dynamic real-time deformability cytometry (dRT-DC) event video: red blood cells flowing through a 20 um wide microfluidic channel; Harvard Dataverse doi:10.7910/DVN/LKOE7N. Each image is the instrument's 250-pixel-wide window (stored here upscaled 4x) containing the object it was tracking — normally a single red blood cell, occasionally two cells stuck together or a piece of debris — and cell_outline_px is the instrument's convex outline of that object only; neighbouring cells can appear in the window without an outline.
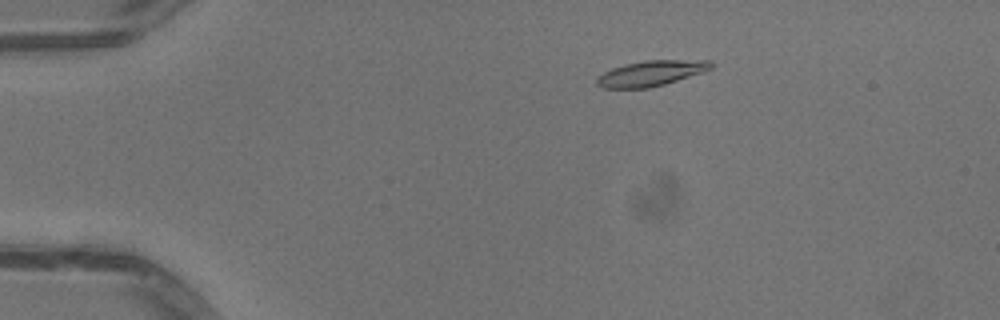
{"species": "common noctule bat (a hibernating species)", "species_latin": "Nyctalus noctula", "temperature_condition": "warm", "stored_images_in_passage": 52, "camera_frame_rate_fps": 3000, "um_per_image_px": 0.085, "animal": {"sex": "male", "body_mass_g": 13.3}, "frame": {"image": 1, "passage_image": 10, "time_ms": 3.0, "image_size_px": [1000, 320], "cell_outline_px": [[712, 68], [664, 84], [648, 88], [600, 88], [596, 84], [596, 76], [612, 68], [624, 64], [644, 60], [712, 60]], "centroid_in_image_um": [55.26, 6.22], "position_along_channel_um": 29.7, "area_um2": 16.82}}
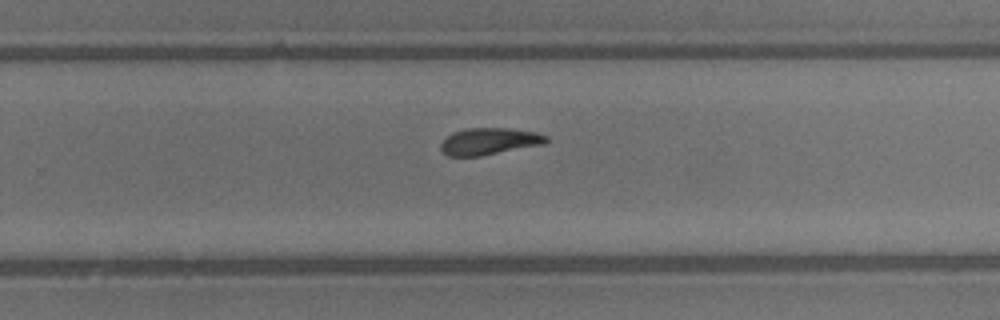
{"frame": {"image": 2, "passage_image": 34, "time_ms": 11.0, "image_size_px": [1000, 320], "cell_outline_px": [[548, 140], [544, 144], [480, 156], [448, 156], [440, 148], [440, 144], [452, 132], [468, 128], [508, 128], [536, 132], [548, 136]], "centroid_in_image_um": [41.6, 12.01], "position_along_channel_um": 288.2, "area_um2": 16.42}}
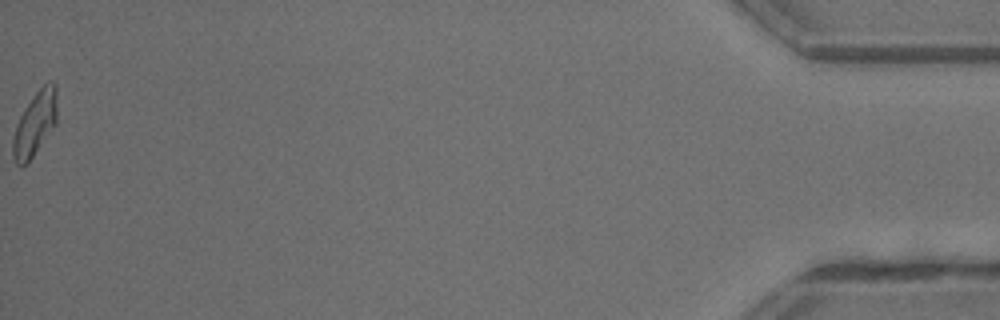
{"frame": {"image": 3, "passage_image": 52, "time_ms": 17.0, "image_size_px": [1000, 320], "cell_outline_px": [[56, 124], [28, 164], [20, 168], [16, 164], [12, 156], [12, 140], [16, 124], [24, 108], [36, 92], [48, 80], [52, 80], [56, 84]], "centroid_in_image_um": [2.96, 10.56], "position_along_channel_um": 432.2, "area_um2": 16.82}, "authors_computed_cell_mechanics": {"area_um2": 16.7042, "velocity_mm_per_s": 4.0787, "shape_relaxation_time_tau1_ms": 3.1382, "shape_relaxation_time_tau2_ms": 4.1763, "deformation_change_tau1": 0.1563, "deformation_change_tau2": 0.1317}}